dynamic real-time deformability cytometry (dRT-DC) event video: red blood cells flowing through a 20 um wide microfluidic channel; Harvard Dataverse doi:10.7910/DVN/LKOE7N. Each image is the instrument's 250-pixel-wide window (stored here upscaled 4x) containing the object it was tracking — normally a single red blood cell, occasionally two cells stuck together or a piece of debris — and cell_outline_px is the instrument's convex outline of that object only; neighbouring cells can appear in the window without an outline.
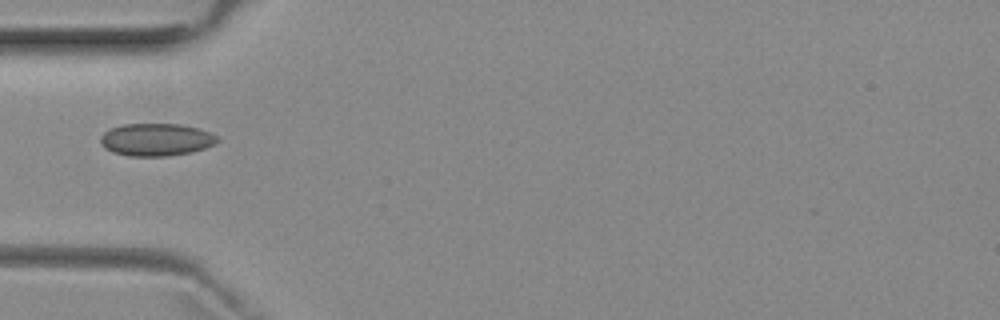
{"species": "common noctule bat (a hibernating species)", "species_latin": "Nyctalus noctula", "temperature_condition": "room temperature", "stored_images_in_passage": 5, "camera_frame_rate_fps": 3000, "um_per_image_px": 0.085, "animal": {"sex": "female", "body_mass_g": 29.2, "forearm_length_mm": 56.3}, "frame": {"image": 1, "passage_image": 5, "time_ms": 5.0, "image_size_px": [1000, 320], "cell_outline_px": [[220, 140], [216, 144], [204, 148], [188, 152], [168, 156], [128, 156], [112, 152], [104, 148], [100, 144], [100, 136], [104, 132], [112, 128], [124, 124], [180, 124], [200, 128], [216, 136]], "centroid_in_image_um": [13.25, 11.87], "position_along_channel_um": 71.7, "area_um2": 22.2}}